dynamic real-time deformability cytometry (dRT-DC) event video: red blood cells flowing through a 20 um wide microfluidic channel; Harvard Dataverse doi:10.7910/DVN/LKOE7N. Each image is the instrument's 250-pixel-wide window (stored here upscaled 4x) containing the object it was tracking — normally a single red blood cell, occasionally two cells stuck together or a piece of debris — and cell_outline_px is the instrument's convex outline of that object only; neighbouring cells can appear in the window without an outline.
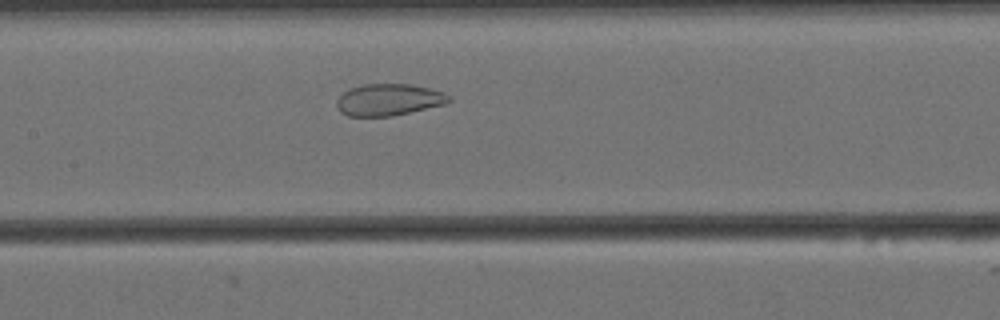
{"species": "Egyptian fruit bat (a non-hibernating species)", "species_latin": "Rousettus aegyptiacus", "temperature_condition": "cold", "stored_images_in_passage": 49, "camera_frame_rate_fps": 3000, "um_per_image_px": 0.085, "animal": {"sex": "female"}, "frame": {"image": 1, "passage_image": 18, "time_ms": 5.667, "image_size_px": [1000, 320], "cell_outline_px": [[452, 100], [448, 104], [392, 116], [348, 116], [340, 112], [336, 104], [336, 100], [348, 88], [364, 84], [412, 84], [444, 92]], "centroid_in_image_um": [33.05, 8.48], "position_along_channel_um": 174.3, "area_um2": 20.92}}
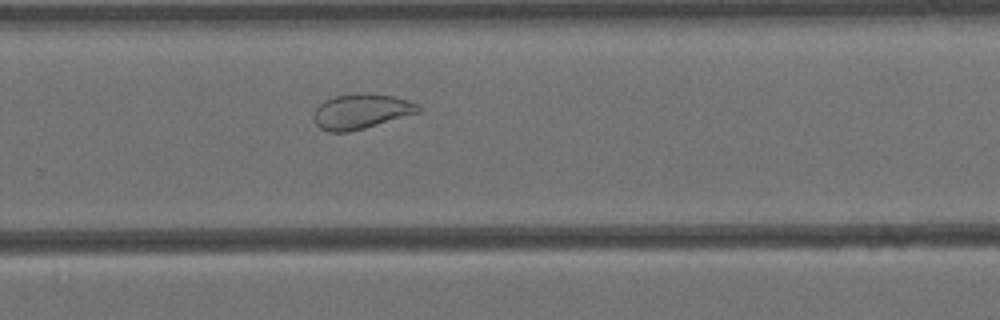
{"frame": {"image": 2, "passage_image": 29, "time_ms": 9.333, "image_size_px": [1000, 320], "cell_outline_px": [[420, 112], [364, 128], [348, 132], [328, 132], [320, 128], [316, 124], [312, 116], [316, 108], [324, 100], [336, 96], [356, 92], [368, 92], [396, 96], [408, 100], [416, 104], [420, 108]], "centroid_in_image_um": [30.67, 9.45], "position_along_channel_um": 299.1, "area_um2": 21.5}}
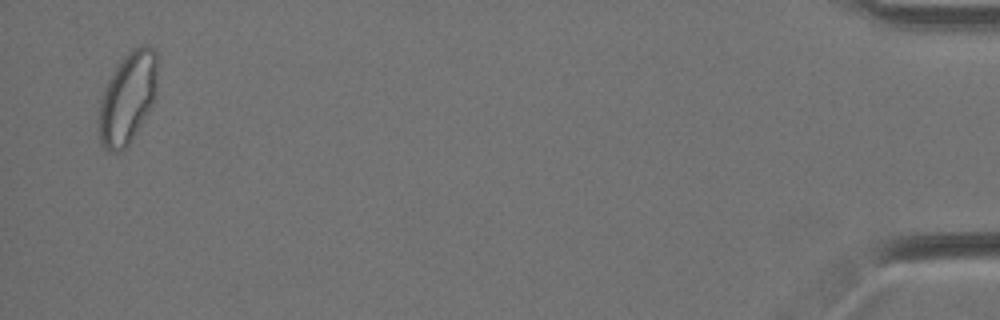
{"frame": {"image": 3, "passage_image": 48, "time_ms": 15.667, "image_size_px": [1000, 320], "cell_outline_px": [[156, 100], [128, 144], [124, 148], [116, 152], [108, 152], [104, 148], [100, 140], [96, 128], [96, 120], [100, 100], [104, 88], [116, 64], [132, 48], [144, 44], [148, 44], [156, 52]], "centroid_in_image_um": [10.81, 8.32], "position_along_channel_um": 424.4, "area_um2": 31.73}, "authors_computed_cell_mechanics": {"area_um2": 25.8944, "velocity_mm_per_s": 3.4273, "shape_relaxation_time_tau1_ms": null, "shape_relaxation_time_tau2_ms": 1.5405, "deformation_change_tau1": null, "deformation_change_tau2": 0.074}}